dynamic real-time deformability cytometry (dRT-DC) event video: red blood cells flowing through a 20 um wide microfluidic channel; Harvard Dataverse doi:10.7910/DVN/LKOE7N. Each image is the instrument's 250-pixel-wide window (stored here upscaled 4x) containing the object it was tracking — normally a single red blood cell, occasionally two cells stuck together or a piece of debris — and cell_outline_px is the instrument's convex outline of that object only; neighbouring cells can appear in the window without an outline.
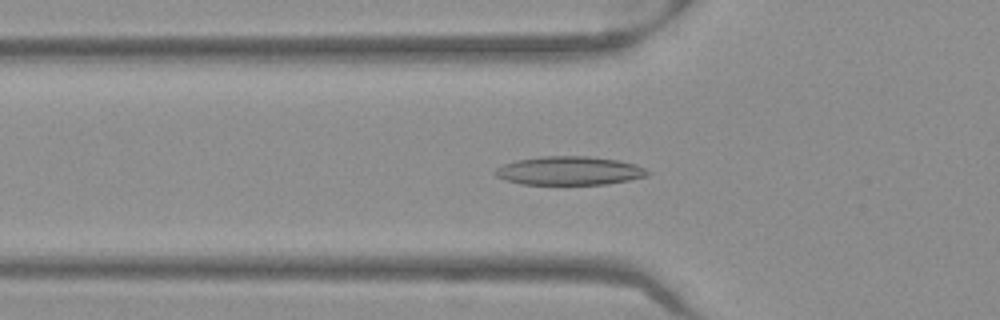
{"species": "Egyptian fruit bat (a non-hibernating species)", "species_latin": "Rousettus aegyptiacus", "temperature_condition": "warm", "stored_images_in_passage": 52, "camera_frame_rate_fps": 3000, "um_per_image_px": 0.085, "frame": {"image": 1, "passage_image": 18, "time_ms": 5.667, "image_size_px": [1000, 320], "cell_outline_px": [[652, 172], [648, 176], [628, 180], [604, 184], [520, 184], [504, 180], [496, 176], [492, 172], [496, 168], [504, 164], [516, 160], [544, 156], [588, 156], [620, 160], [636, 164]], "centroid_in_image_um": [48.39, 14.51], "position_along_channel_um": 77.4, "area_um2": 25.55}}
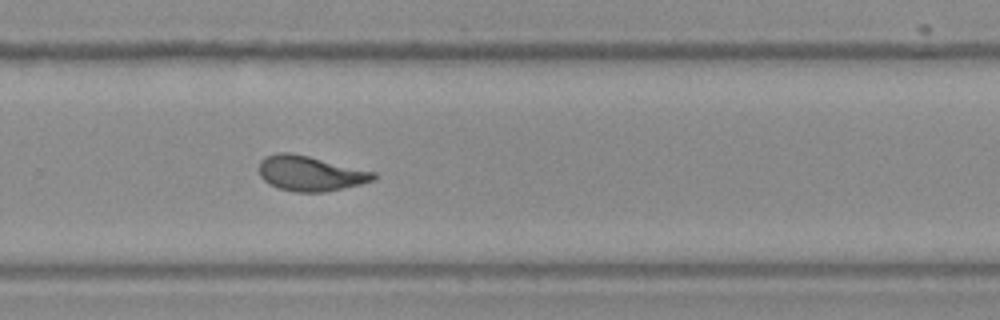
{"frame": {"image": 2, "passage_image": 35, "time_ms": 11.333, "image_size_px": [1000, 320], "cell_outline_px": [[376, 180], [360, 184], [324, 192], [296, 192], [280, 188], [268, 184], [260, 176], [260, 160], [264, 156], [276, 152], [288, 152], [308, 156], [376, 172]], "centroid_in_image_um": [26.36, 14.73], "position_along_channel_um": 303.4, "area_um2": 23.35}}
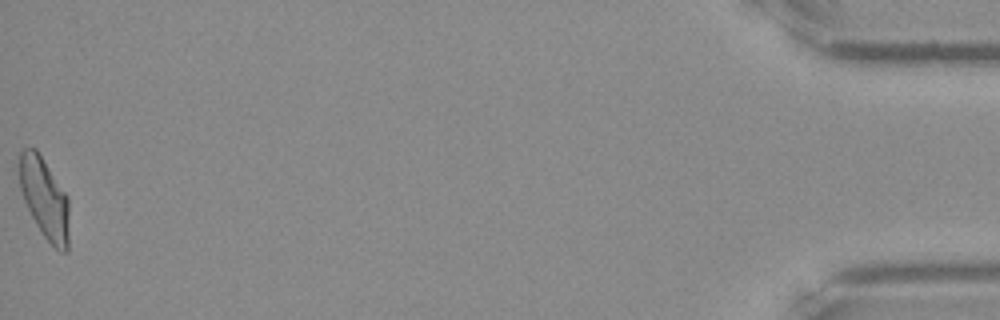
{"frame": {"image": 3, "passage_image": 52, "time_ms": 17.0, "image_size_px": [1000, 320], "cell_outline_px": [[68, 252], [60, 252], [44, 236], [36, 224], [24, 200], [20, 188], [16, 164], [20, 152], [24, 148], [36, 148], [68, 196]], "centroid_in_image_um": [3.75, 16.8], "position_along_channel_um": 431.5, "area_um2": 23.64}, "authors_computed_cell_mechanics": {"area_um2": 23.698, "velocity_mm_per_s": 3.9752, "shape_relaxation_time_tau1_ms": 6.6376, "shape_relaxation_time_tau2_ms": 1.1018, "deformation_change_tau1": 0.2051, "deformation_change_tau2": 0.0768}}